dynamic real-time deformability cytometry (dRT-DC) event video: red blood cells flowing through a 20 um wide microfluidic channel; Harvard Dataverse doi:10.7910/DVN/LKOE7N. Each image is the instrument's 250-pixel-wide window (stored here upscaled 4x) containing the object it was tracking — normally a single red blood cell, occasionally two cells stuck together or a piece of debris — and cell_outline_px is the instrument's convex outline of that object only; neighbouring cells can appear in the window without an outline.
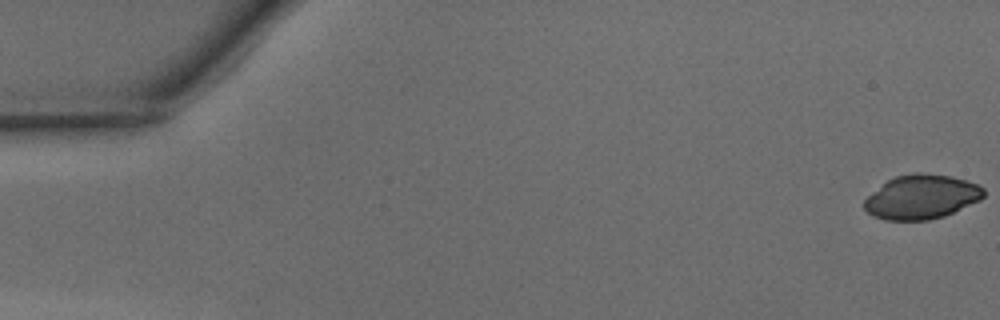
{"species": "common noctule bat (a hibernating species)", "species_latin": "Nyctalus noctula", "temperature_condition": "warm", "stored_images_in_passage": 49, "camera_frame_rate_fps": 3000, "um_per_image_px": 0.085, "animal": {"sex": "male", "body_mass_g": 15.6}, "frame": {"image": 1, "passage_image": 1, "time_ms": 0.0, "image_size_px": [1000, 320], "cell_outline_px": [[984, 196], [980, 200], [944, 216], [928, 220], [884, 220], [872, 216], [864, 208], [864, 200], [872, 192], [888, 180], [896, 176], [916, 172], [952, 176], [976, 184], [984, 188]], "centroid_in_image_um": [78.32, 16.74], "position_along_channel_um": 6.7, "area_um2": 30.63}}